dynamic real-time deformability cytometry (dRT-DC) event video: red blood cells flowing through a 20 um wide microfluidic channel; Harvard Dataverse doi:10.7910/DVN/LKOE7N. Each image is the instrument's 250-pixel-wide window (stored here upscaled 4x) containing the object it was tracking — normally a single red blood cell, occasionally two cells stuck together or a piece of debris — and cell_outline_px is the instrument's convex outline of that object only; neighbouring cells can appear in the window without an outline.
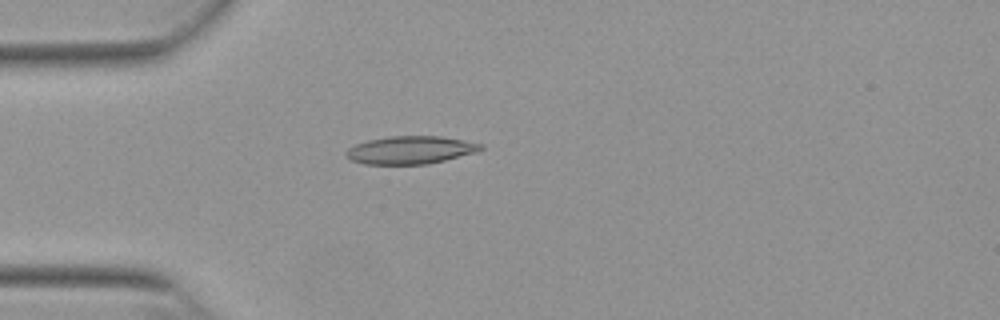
{"species": "Egyptian fruit bat (a non-hibernating species)", "species_latin": "Rousettus aegyptiacus", "temperature_condition": "warm", "stored_images_in_passage": 53, "camera_frame_rate_fps": 3000, "um_per_image_px": 0.085, "animal": {"sex": "female"}, "frame": {"image": 1, "passage_image": 15, "time_ms": 4.667, "image_size_px": [1000, 320], "cell_outline_px": [[484, 148], [476, 152], [428, 164], [364, 164], [352, 160], [344, 156], [344, 152], [348, 148], [356, 144], [368, 140], [388, 136], [440, 136], [464, 140], [484, 144]], "centroid_in_image_um": [34.87, 12.75], "position_along_channel_um": 50.1, "area_um2": 21.91}}
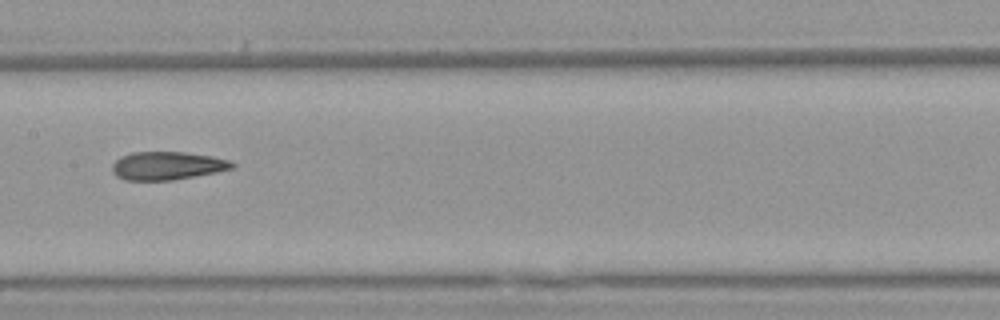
{"frame": {"image": 2, "passage_image": 27, "time_ms": 8.667, "image_size_px": [1000, 320], "cell_outline_px": [[236, 164], [232, 168], [216, 172], [172, 180], [124, 180], [116, 176], [112, 172], [112, 164], [120, 156], [132, 152], [184, 152], [212, 156], [228, 160]], "centroid_in_image_um": [14.17, 14.08], "position_along_channel_um": 193.2, "area_um2": 19.65}}
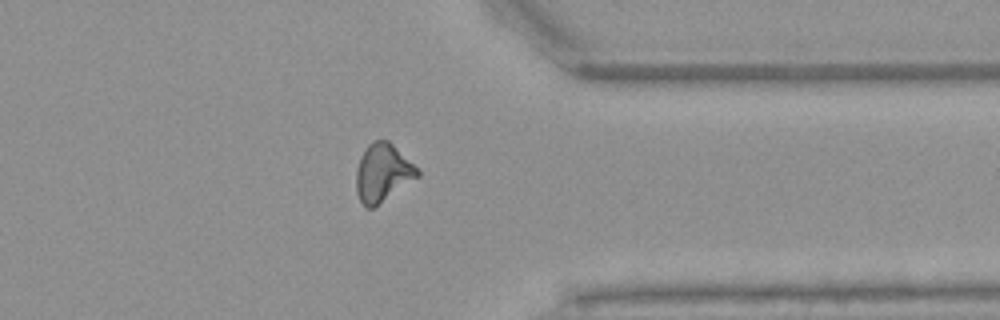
{"frame": {"image": 3, "passage_image": 42, "time_ms": 13.667, "image_size_px": [1000, 320], "cell_outline_px": [[420, 176], [372, 208], [364, 208], [356, 192], [356, 168], [360, 156], [364, 148], [368, 144], [376, 140], [388, 140], [420, 172]], "centroid_in_image_um": [32.48, 14.69], "position_along_channel_um": 378.9, "area_um2": 20.46}, "authors_computed_cell_mechanics": {"area_um2": 20.4034, "velocity_mm_per_s": 3.8706, "shape_relaxation_time_tau1_ms": null, "shape_relaxation_time_tau2_ms": 2.5788, "deformation_change_tau1": null, "deformation_change_tau2": 0.1148}}